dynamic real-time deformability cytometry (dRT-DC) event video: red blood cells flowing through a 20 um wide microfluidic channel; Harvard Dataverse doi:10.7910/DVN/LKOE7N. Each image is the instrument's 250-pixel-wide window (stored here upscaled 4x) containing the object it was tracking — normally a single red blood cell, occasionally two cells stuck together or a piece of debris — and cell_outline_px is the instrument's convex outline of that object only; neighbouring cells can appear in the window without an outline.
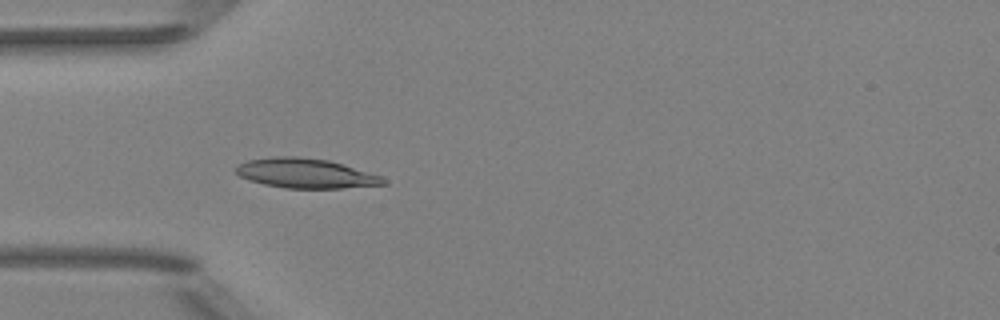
{"species": "Egyptian fruit bat (a non-hibernating species)", "species_latin": "Rousettus aegyptiacus", "temperature_condition": "room temperature", "stored_images_in_passage": 5, "camera_frame_rate_fps": 3000, "um_per_image_px": 0.085, "animal": {"sex": "female"}, "frame": {"image": 1, "passage_image": 5, "time_ms": 4.667, "image_size_px": [1000, 320], "cell_outline_px": [[388, 184], [340, 188], [284, 188], [264, 184], [240, 176], [236, 172], [236, 168], [240, 164], [248, 160], [276, 156], [300, 156], [328, 160], [380, 176], [388, 180]], "centroid_in_image_um": [25.99, 14.73], "position_along_channel_um": 59.0, "area_um2": 25.14}}